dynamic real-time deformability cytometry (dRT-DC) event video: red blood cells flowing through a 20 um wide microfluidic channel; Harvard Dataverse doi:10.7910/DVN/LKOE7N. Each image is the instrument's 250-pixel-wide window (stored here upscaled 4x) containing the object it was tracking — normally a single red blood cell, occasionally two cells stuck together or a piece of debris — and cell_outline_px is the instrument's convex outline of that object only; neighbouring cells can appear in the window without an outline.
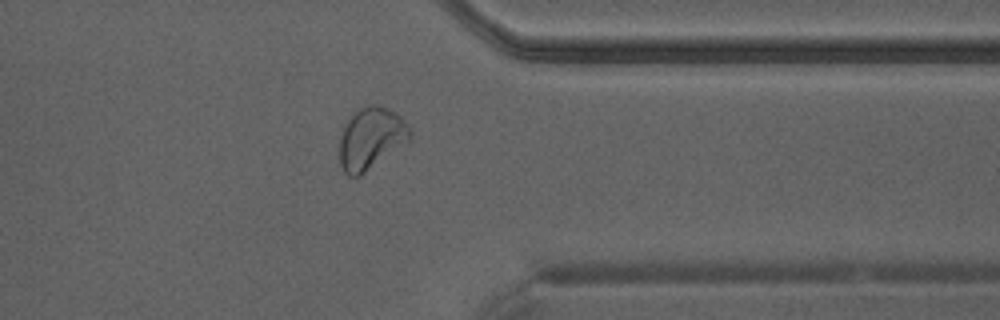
{"species": "Egyptian fruit bat (a non-hibernating species)", "species_latin": "Rousettus aegyptiacus", "temperature_condition": "warm", "stored_images_in_passage": 38, "camera_frame_rate_fps": 3000, "um_per_image_px": 0.085, "animal": {"sex": "male"}, "frame": {"image": 1, "passage_image": 33, "time_ms": 10.667, "image_size_px": [1000, 320], "cell_outline_px": [[412, 136], [360, 176], [348, 176], [344, 172], [340, 164], [340, 136], [344, 124], [360, 108], [368, 104], [376, 104], [388, 108], [400, 116], [412, 132]], "centroid_in_image_um": [31.5, 11.74], "position_along_channel_um": 379.9, "area_um2": 24.8}}